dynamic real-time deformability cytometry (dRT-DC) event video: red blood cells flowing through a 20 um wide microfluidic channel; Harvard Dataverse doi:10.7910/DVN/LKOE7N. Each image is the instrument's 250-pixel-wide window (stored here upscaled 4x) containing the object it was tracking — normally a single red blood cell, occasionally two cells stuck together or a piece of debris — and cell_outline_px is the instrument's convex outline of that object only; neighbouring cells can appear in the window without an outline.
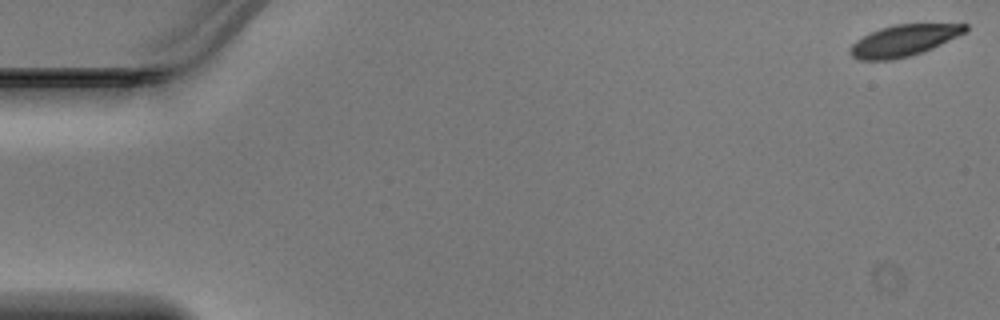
{"species": "Egyptian fruit bat (a non-hibernating species)", "species_latin": "Rousettus aegyptiacus", "temperature_condition": "warm", "stored_images_in_passage": 8, "camera_frame_rate_fps": 3000, "um_per_image_px": 0.085, "animal": {"sex": "male"}, "frame": {"image": 1, "passage_image": 1, "time_ms": 0.0, "image_size_px": [1000, 320], "cell_outline_px": [[968, 28], [964, 32], [924, 52], [892, 60], [860, 60], [852, 56], [848, 52], [852, 44], [856, 40], [880, 28], [896, 24], [968, 24]], "centroid_in_image_um": [76.78, 3.45], "position_along_channel_um": 8.2, "area_um2": 20.75}}